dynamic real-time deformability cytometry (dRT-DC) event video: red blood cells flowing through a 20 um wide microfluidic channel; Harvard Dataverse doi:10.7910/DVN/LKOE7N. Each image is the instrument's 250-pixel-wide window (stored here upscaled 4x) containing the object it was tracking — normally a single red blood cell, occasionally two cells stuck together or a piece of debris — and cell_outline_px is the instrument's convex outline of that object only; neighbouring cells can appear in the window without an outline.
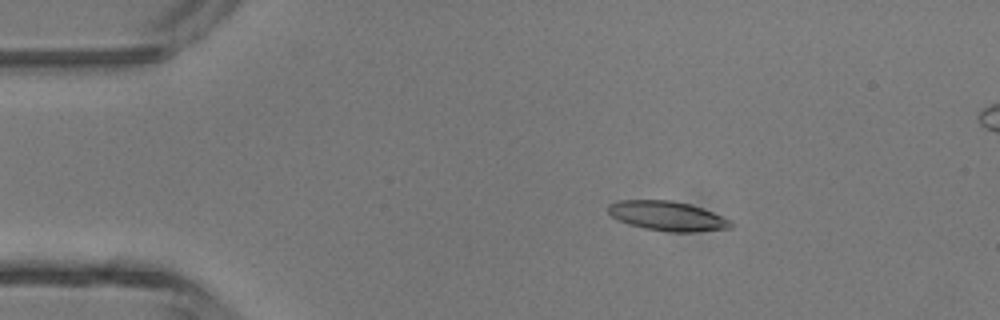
{"species": "common noctule bat (a hibernating species)", "species_latin": "Nyctalus noctula", "temperature_condition": "room temperature", "stored_images_in_passage": 6, "camera_frame_rate_fps": 3000, "um_per_image_px": 0.085, "animal": {"sex": "male", "body_mass_g": 13.3}, "frame": {"image": 1, "passage_image": 2, "time_ms": 0.333, "image_size_px": [1000, 320], "cell_outline_px": [[732, 228], [692, 232], [672, 232], [644, 228], [628, 224], [612, 216], [608, 212], [608, 204], [620, 200], [672, 200], [688, 204], [712, 212], [732, 220]], "centroid_in_image_um": [56.73, 18.36], "position_along_channel_um": 28.3, "area_um2": 20.98}}
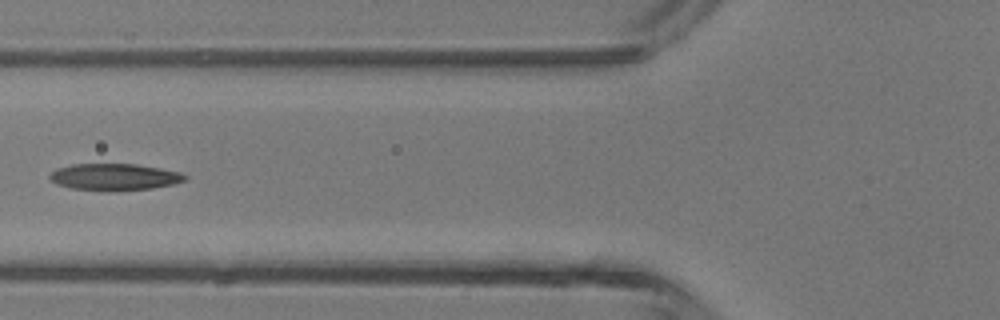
{"frame": {"image": 2, "passage_image": 5, "time_ms": 1.333, "image_size_px": [1000, 320], "cell_outline_px": [[188, 176], [184, 180], [172, 184], [152, 188], [108, 192], [72, 188], [56, 184], [48, 176], [56, 168], [72, 164], [136, 164], [160, 168], [180, 172]], "centroid_in_image_um": [9.7, 15.04], "position_along_channel_um": 116.1, "area_um2": 21.15}}
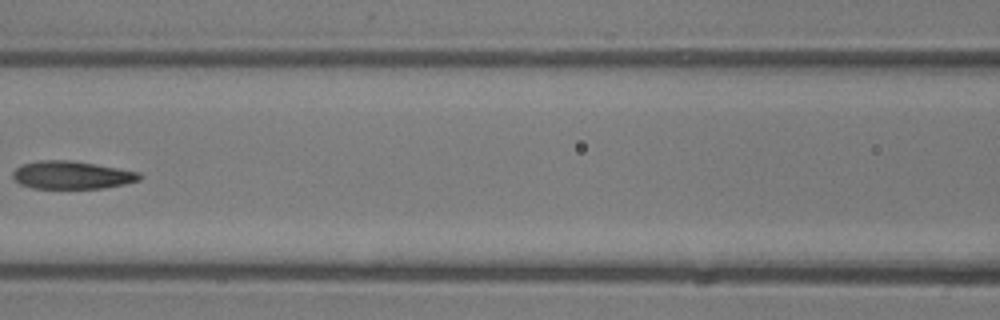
{"frame": {"image": 3, "passage_image": 6, "time_ms": 1.667, "image_size_px": [1000, 320], "cell_outline_px": [[144, 176], [140, 180], [124, 184], [100, 188], [32, 188], [20, 184], [12, 176], [12, 172], [20, 164], [40, 160], [68, 160], [140, 172]], "centroid_in_image_um": [6.08, 14.88], "position_along_channel_um": 160.5, "area_um2": 20.46}}